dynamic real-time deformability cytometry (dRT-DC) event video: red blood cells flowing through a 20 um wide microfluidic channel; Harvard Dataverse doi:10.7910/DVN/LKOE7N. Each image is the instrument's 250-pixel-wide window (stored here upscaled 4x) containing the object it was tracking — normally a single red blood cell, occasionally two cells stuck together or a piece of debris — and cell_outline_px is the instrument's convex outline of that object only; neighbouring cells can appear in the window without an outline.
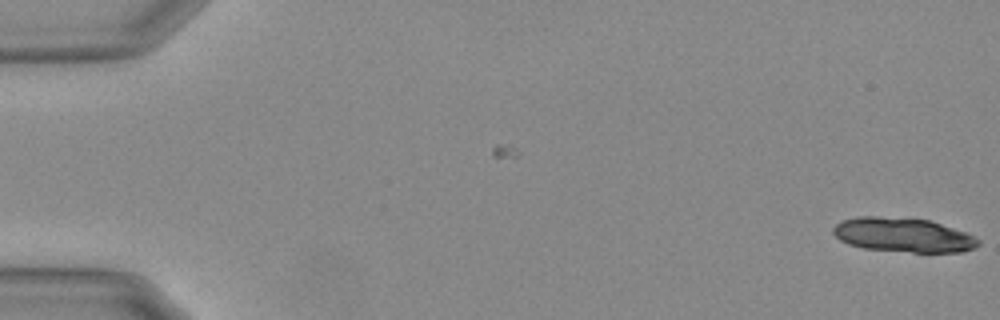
{"species": "Egyptian fruit bat (a non-hibernating species)", "species_latin": "Rousettus aegyptiacus", "temperature_condition": "warm", "stored_images_in_passage": 7, "camera_frame_rate_fps": 3000, "um_per_image_px": 0.085, "animal": {"sex": "female"}, "frame": {"image": 1, "passage_image": 7, "time_ms": 2.0, "image_size_px": [1000, 320], "cell_outline_px": [[980, 244], [972, 248], [960, 252], [912, 252], [864, 248], [848, 244], [840, 240], [832, 232], [832, 228], [840, 220], [856, 216], [880, 216], [928, 220], [964, 232], [980, 240]], "centroid_in_image_um": [76.7, 19.97], "position_along_channel_um": 8.3, "area_um2": 28.78}}